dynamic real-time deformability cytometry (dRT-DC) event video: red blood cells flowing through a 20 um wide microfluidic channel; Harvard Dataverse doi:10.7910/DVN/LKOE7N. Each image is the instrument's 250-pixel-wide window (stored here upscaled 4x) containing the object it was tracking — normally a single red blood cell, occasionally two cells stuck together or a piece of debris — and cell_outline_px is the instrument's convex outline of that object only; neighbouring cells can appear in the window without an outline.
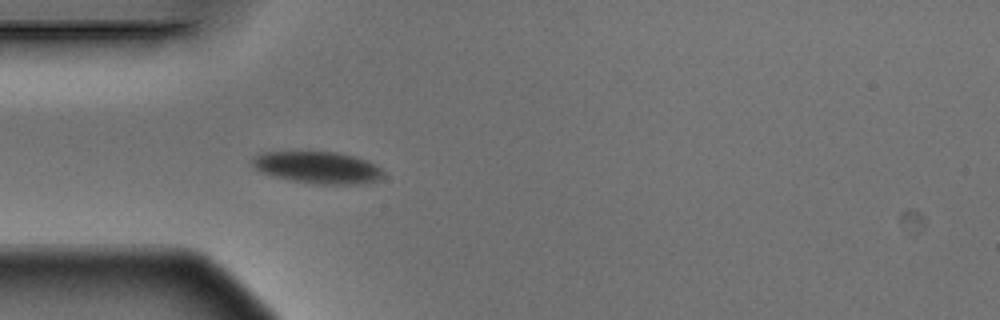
{"species": "Egyptian fruit bat (a non-hibernating species)", "species_latin": "Rousettus aegyptiacus", "temperature_condition": "warm", "stored_images_in_passage": 5, "camera_frame_rate_fps": 3000, "um_per_image_px": 0.085, "animal": {"sex": "male"}, "frame": {"image": 1, "passage_image": 5, "time_ms": 1.333, "image_size_px": [1000, 320], "cell_outline_px": [[384, 176], [380, 180], [364, 184], [320, 184], [292, 180], [272, 176], [260, 172], [252, 168], [252, 160], [256, 156], [264, 152], [336, 152], [368, 160], [376, 164], [384, 172]], "centroid_in_image_um": [27.04, 14.25], "position_along_channel_um": 58.0, "area_um2": 24.45}}